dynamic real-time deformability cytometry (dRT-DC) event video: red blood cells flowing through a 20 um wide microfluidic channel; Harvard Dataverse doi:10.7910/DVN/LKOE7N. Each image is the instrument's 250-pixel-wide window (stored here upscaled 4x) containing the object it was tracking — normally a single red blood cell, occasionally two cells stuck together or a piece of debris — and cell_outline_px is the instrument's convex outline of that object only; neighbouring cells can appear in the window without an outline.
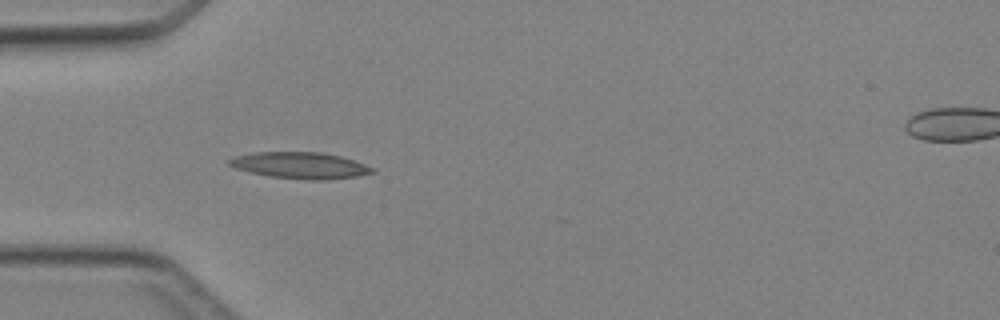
{"species": "Egyptian fruit bat (a non-hibernating species)", "species_latin": "Rousettus aegyptiacus", "temperature_condition": "cold", "stored_images_in_passage": 7, "segment_of_instrument_passage": [1, 2], "camera_frame_rate_fps": 3000, "um_per_image_px": 0.085, "animal": {"sex": "female"}, "frame": {"image": 1, "passage_image": 6, "time_ms": 6.667, "image_size_px": [1000, 320], "cell_outline_px": [[376, 172], [356, 176], [320, 180], [308, 180], [272, 176], [252, 172], [236, 168], [228, 164], [228, 160], [236, 156], [256, 152], [320, 152], [340, 156], [376, 168]], "centroid_in_image_um": [25.55, 14.05], "position_along_channel_um": 59.5, "area_um2": 21.68}}